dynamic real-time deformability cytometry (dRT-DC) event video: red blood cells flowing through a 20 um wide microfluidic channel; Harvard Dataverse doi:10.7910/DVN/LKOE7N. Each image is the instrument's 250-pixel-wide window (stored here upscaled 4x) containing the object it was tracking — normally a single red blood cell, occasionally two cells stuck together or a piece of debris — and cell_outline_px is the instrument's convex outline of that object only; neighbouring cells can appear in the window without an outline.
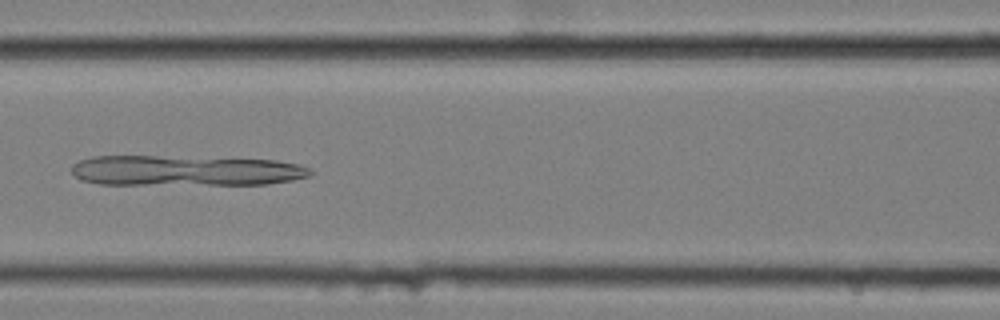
{"species": "common noctule bat (a hibernating species)", "species_latin": "Nyctalus noctula", "temperature_condition": "cold", "stored_images_in_passage": 32, "camera_frame_rate_fps": 3000, "um_per_image_px": 0.085, "animal": {"sex": "female", "body_mass_g": 25.1}, "frame": {"image": 1, "passage_image": 24, "time_ms": 7.667, "image_size_px": [1000, 320], "cell_outline_px": [[316, 172], [308, 176], [292, 180], [268, 184], [100, 184], [80, 180], [72, 172], [72, 164], [80, 160], [92, 156], [156, 156], [276, 160], [300, 164], [312, 168]], "centroid_in_image_um": [15.8, 14.5], "position_along_channel_um": 150.8, "area_um2": 42.43}}
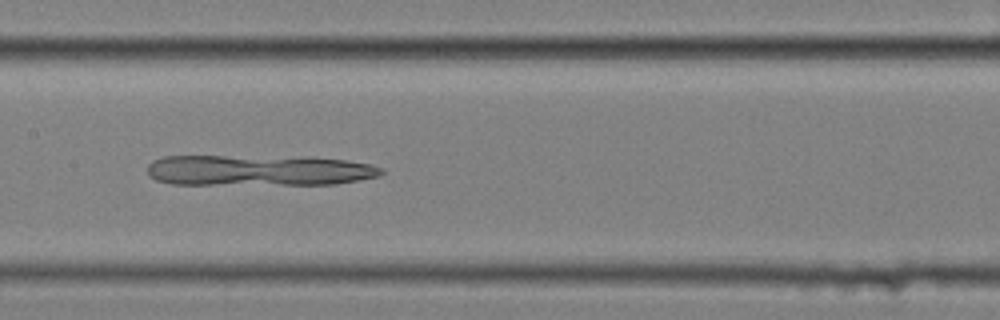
{"frame": {"image": 2, "passage_image": 27, "time_ms": 8.667, "image_size_px": [1000, 320], "cell_outline_px": [[384, 172], [380, 176], [336, 184], [172, 184], [156, 180], [148, 176], [148, 164], [152, 160], [164, 156], [308, 156], [344, 160], [372, 164], [384, 168]], "centroid_in_image_um": [22.01, 14.47], "position_along_channel_um": 185.4, "area_um2": 42.66}}
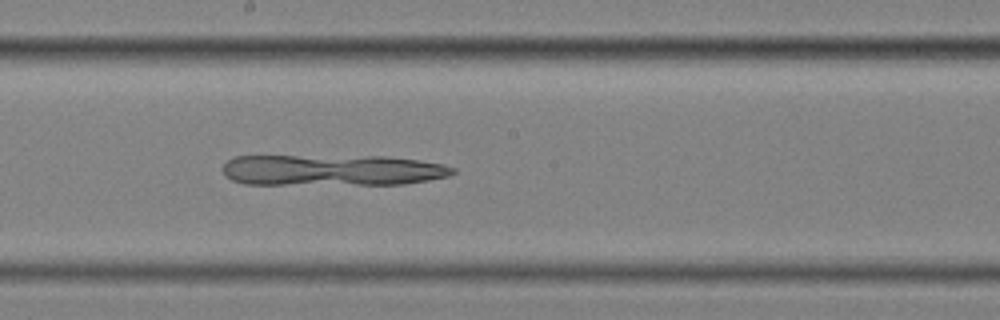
{"frame": {"image": 3, "passage_image": 30, "time_ms": 9.667, "image_size_px": [1000, 320], "cell_outline_px": [[456, 172], [448, 176], [428, 180], [404, 184], [244, 184], [232, 180], [224, 176], [224, 164], [228, 160], [236, 156], [384, 156], [420, 160], [444, 164], [456, 168]], "centroid_in_image_um": [28.26, 14.46], "position_along_channel_um": 219.9, "area_um2": 41.91}}